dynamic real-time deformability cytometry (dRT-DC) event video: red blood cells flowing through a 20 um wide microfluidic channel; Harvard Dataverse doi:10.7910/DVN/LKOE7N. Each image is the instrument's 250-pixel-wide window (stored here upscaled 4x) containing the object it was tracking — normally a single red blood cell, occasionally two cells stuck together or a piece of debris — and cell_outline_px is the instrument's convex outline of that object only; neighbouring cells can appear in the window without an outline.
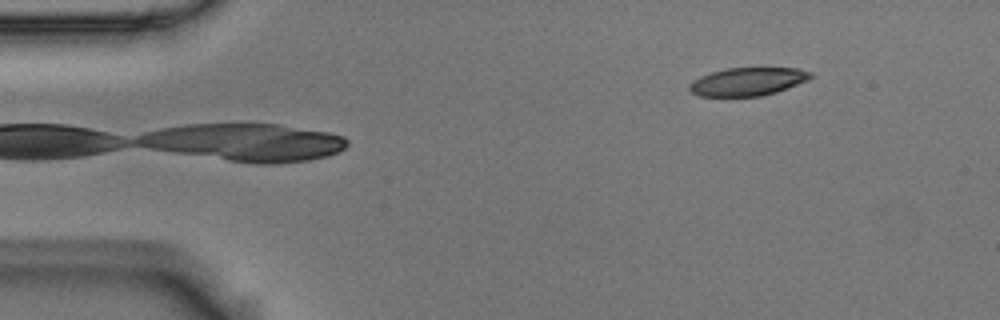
{"species": "Egyptian fruit bat (a non-hibernating species)", "species_latin": "Rousettus aegyptiacus", "temperature_condition": "room temperature", "stored_images_in_passage": 48, "camera_frame_rate_fps": 3000, "um_per_image_px": 0.085, "animal": {"sex": "male"}, "frame": {"image": 1, "passage_image": 1, "time_ms": 0.0, "image_size_px": [1000, 320], "cell_outline_px": [[812, 76], [808, 80], [776, 92], [760, 96], [700, 96], [692, 92], [688, 88], [688, 84], [692, 80], [700, 76], [724, 68], [796, 68], [812, 72]], "centroid_in_image_um": [63.53, 6.93], "position_along_channel_um": 21.5, "area_um2": 19.83}}
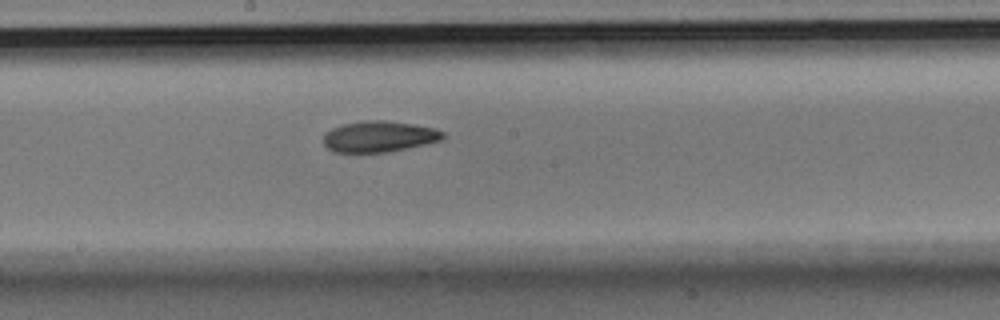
{"frame": {"image": 2, "passage_image": 23, "time_ms": 7.333, "image_size_px": [1000, 320], "cell_outline_px": [[444, 136], [440, 140], [428, 144], [388, 152], [332, 152], [324, 144], [324, 136], [332, 128], [340, 124], [364, 120], [384, 120], [412, 124], [436, 128], [444, 132]], "centroid_in_image_um": [32.23, 11.6], "position_along_channel_um": 216.0, "area_um2": 21.68}}
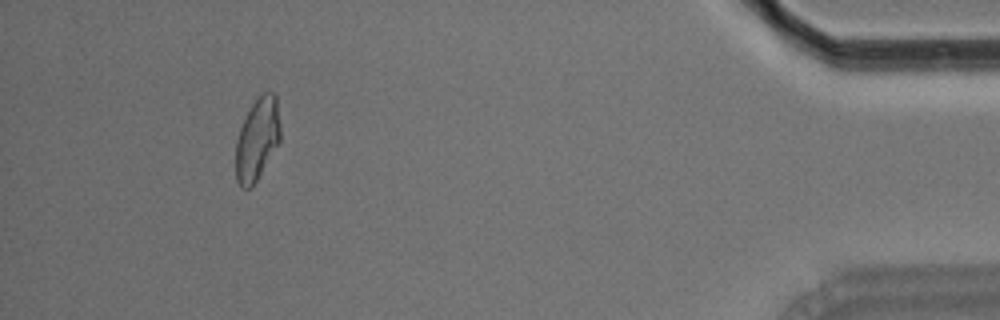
{"frame": {"image": 3, "passage_image": 44, "time_ms": 14.333, "image_size_px": [1000, 320], "cell_outline_px": [[280, 140], [252, 188], [240, 188], [236, 180], [236, 140], [240, 128], [252, 104], [264, 92], [272, 92], [276, 96], [280, 124]], "centroid_in_image_um": [21.86, 11.86], "position_along_channel_um": 413.3, "area_um2": 21.15}, "authors_computed_cell_mechanics": {"area_um2": 21.8484, "velocity_mm_per_s": 3.7143, "shape_relaxation_time_tau1_ms": 4.9327, "shape_relaxation_time_tau2_ms": 5.8671, "deformation_change_tau1": 0.162, "deformation_change_tau2": 0.1329}}